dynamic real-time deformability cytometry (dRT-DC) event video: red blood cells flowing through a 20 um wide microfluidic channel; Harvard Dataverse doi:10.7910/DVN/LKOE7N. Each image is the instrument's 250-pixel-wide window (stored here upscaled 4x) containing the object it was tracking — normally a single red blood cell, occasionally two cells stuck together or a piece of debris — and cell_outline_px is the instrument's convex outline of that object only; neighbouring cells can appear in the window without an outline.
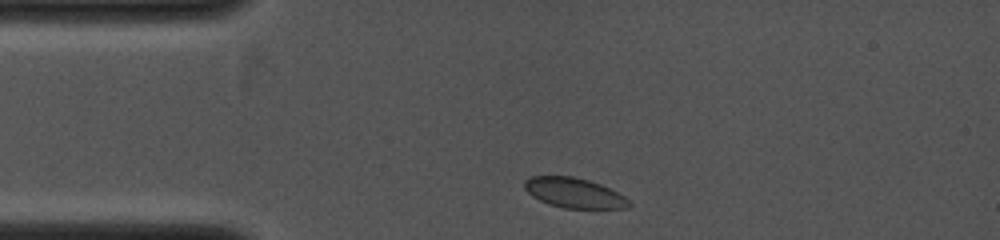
{"species": "common noctule bat (a hibernating species)", "species_latin": "Nyctalus noctula", "temperature_condition": "cold", "stored_images_in_passage": 2, "camera_frame_rate_fps": 4000, "um_per_image_px": 0.085, "animal": {"sex": "female", "body_mass_g": 19.0, "forearm_length_mm": 53.3}, "frame": {"image": 1, "passage_image": 1, "time_ms": 0.0, "image_size_px": [1000, 240], "cell_outline_px": [[632, 204], [628, 208], [564, 208], [548, 204], [532, 196], [524, 188], [524, 180], [528, 176], [572, 176], [588, 180], [600, 184], [624, 196]], "centroid_in_image_um": [48.77, 16.39], "position_along_channel_um": 36.2, "area_um2": 18.21}}